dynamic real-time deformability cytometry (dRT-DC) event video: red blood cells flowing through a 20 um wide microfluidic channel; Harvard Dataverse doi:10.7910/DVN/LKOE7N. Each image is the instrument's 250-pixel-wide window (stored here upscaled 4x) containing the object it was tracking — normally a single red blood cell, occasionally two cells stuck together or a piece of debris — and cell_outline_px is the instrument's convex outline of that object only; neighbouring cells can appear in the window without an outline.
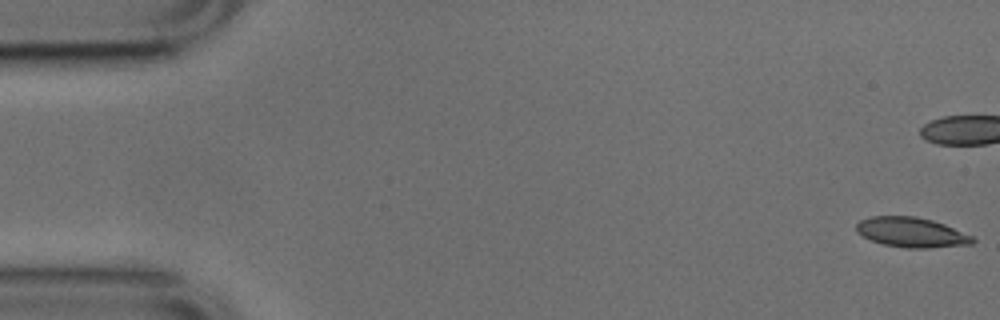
{"species": "common noctule bat (a hibernating species)", "species_latin": "Nyctalus noctula", "temperature_condition": "cold", "stored_images_in_passage": 4, "camera_frame_rate_fps": 3000, "um_per_image_px": 0.085, "animal": {"sex": "male", "body_mass_g": 17.9, "forearm_length_mm": 54.2}, "frame": {"image": 1, "passage_image": 1, "time_ms": 0.0, "image_size_px": [1000, 320], "cell_outline_px": [[976, 240], [972, 244], [928, 248], [908, 248], [884, 244], [872, 240], [856, 232], [856, 224], [860, 220], [872, 216], [916, 216], [932, 220], [944, 224], [972, 236]], "centroid_in_image_um": [77.47, 19.74], "position_along_channel_um": 7.5, "area_um2": 20.11}}